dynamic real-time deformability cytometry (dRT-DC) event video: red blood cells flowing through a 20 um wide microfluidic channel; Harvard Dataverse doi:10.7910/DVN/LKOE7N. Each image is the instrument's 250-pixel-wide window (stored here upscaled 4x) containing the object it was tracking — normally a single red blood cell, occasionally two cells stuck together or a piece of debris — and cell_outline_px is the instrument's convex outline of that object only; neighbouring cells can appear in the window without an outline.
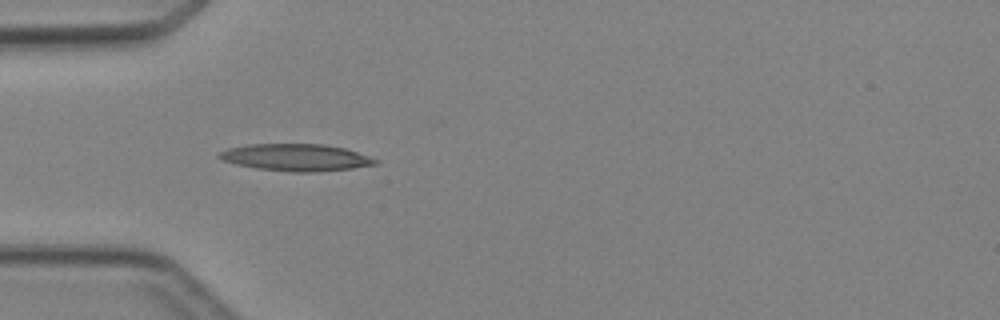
{"species": "Egyptian fruit bat (a non-hibernating species)", "species_latin": "Rousettus aegyptiacus", "temperature_condition": "cold", "stored_images_in_passage": 7, "camera_frame_rate_fps": 3000, "um_per_image_px": 0.085, "animal": {"sex": "female"}, "frame": {"image": 1, "passage_image": 5, "time_ms": 4.333, "image_size_px": [1000, 320], "cell_outline_px": [[380, 164], [352, 168], [312, 172], [292, 172], [256, 168], [236, 164], [220, 160], [216, 156], [220, 152], [228, 148], [248, 144], [324, 144], [344, 148], [380, 160]], "centroid_in_image_um": [25.15, 13.38], "position_along_channel_um": 59.9, "area_um2": 24.62}}
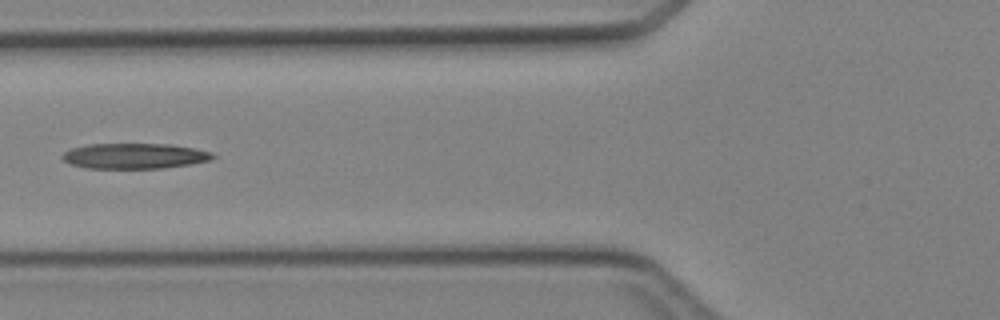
{"frame": {"image": 2, "passage_image": 6, "time_ms": 5.667, "image_size_px": [1000, 320], "cell_outline_px": [[216, 156], [212, 160], [192, 164], [164, 168], [88, 168], [72, 164], [64, 160], [60, 156], [64, 152], [72, 148], [88, 144], [172, 144], [212, 152]], "centroid_in_image_um": [11.47, 13.26], "position_along_channel_um": 114.3, "area_um2": 22.31}}
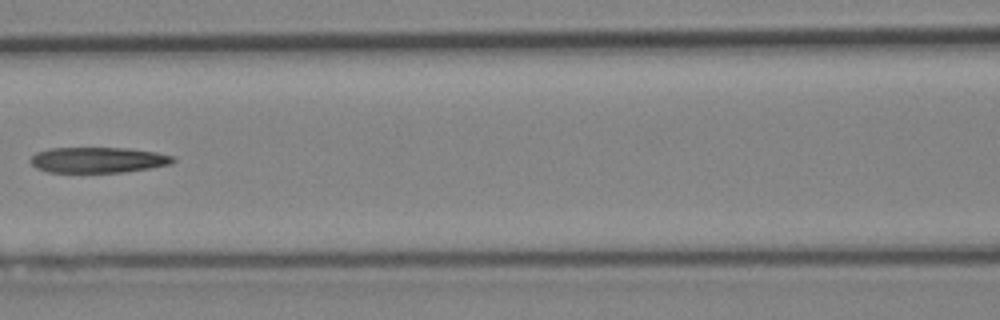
{"frame": {"image": 3, "passage_image": 7, "time_ms": 6.667, "image_size_px": [1000, 320], "cell_outline_px": [[176, 160], [168, 164], [148, 168], [124, 172], [48, 172], [36, 168], [28, 160], [36, 152], [48, 148], [128, 148], [156, 152], [176, 156]], "centroid_in_image_um": [8.31, 13.59], "position_along_channel_um": 158.3, "area_um2": 21.33}}